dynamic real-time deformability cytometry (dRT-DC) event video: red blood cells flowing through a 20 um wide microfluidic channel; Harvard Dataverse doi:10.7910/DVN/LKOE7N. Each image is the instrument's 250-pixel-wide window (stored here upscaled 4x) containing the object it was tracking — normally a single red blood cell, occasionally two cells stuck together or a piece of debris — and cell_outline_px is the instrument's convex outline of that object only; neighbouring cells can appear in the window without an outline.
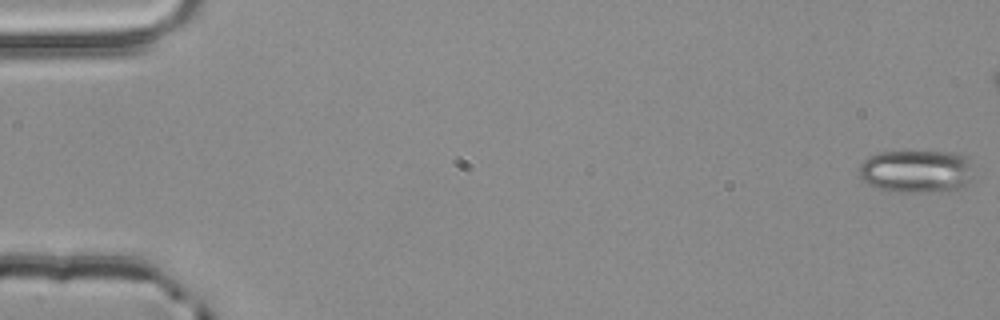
{"species": "common noctule bat (a hibernating species)", "species_latin": "Nyctalus noctula", "temperature_condition": "room temperature", "stored_images_in_passage": 48, "camera_frame_rate_fps": 3000, "um_per_image_px": 0.085, "animal": {"sex": "male", "body_mass_g": 20.4}, "frame": {"image": 1, "passage_image": 1, "time_ms": 0.0, "image_size_px": [1000, 320], "cell_outline_px": [[972, 180], [960, 188], [952, 192], [896, 192], [876, 188], [868, 184], [860, 176], [860, 164], [868, 156], [880, 152], [904, 148], [952, 152], [968, 156], [972, 176]], "centroid_in_image_um": [77.91, 14.52], "position_along_channel_um": 7.1, "area_um2": 30.0}}
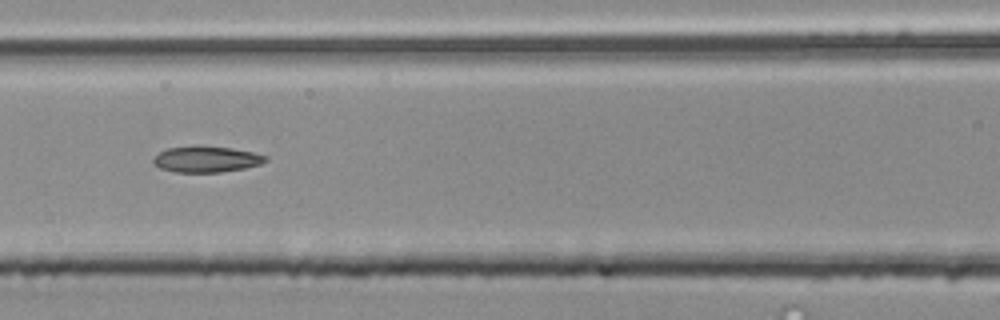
{"frame": {"image": 2, "passage_image": 25, "time_ms": 8.0, "image_size_px": [1000, 320], "cell_outline_px": [[268, 160], [260, 164], [244, 168], [220, 172], [176, 172], [160, 168], [152, 160], [160, 152], [168, 148], [232, 148], [252, 152], [268, 156]], "centroid_in_image_um": [17.59, 13.57], "position_along_channel_um": 149.0, "area_um2": 16.24}}
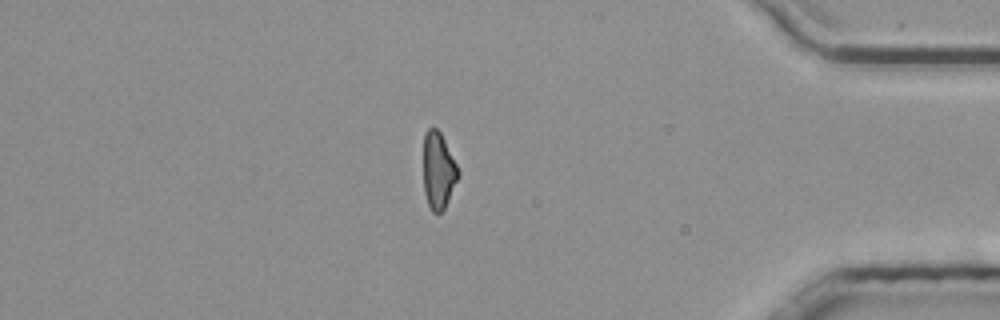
{"frame": {"image": 3, "passage_image": 47, "time_ms": 15.333, "image_size_px": [1000, 320], "cell_outline_px": [[460, 176], [444, 208], [440, 212], [432, 212], [428, 204], [424, 192], [424, 132], [428, 128], [436, 128], [440, 132], [460, 172]], "centroid_in_image_um": [37.26, 14.5], "position_along_channel_um": 397.9, "area_um2": 15.37}}